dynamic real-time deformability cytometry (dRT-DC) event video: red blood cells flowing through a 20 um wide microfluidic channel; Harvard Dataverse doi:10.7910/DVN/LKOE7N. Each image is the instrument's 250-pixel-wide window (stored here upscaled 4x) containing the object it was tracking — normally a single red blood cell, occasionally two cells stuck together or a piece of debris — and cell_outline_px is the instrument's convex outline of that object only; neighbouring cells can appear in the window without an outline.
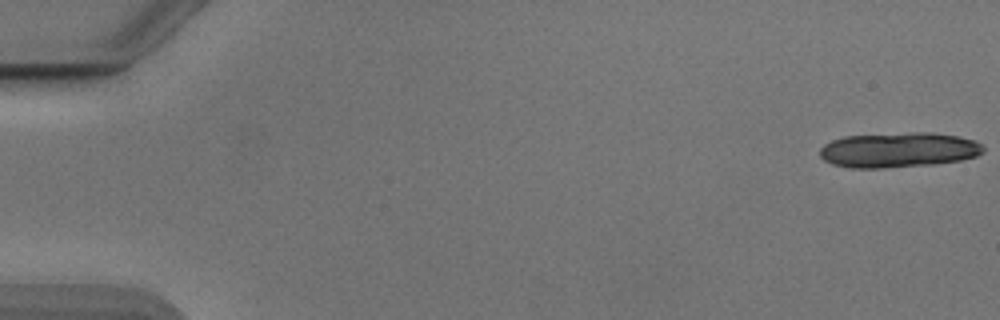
{"species": "Egyptian fruit bat (a non-hibernating species)", "species_latin": "Rousettus aegyptiacus", "temperature_condition": "cold", "stored_images_in_passage": 21, "camera_frame_rate_fps": 3000, "um_per_image_px": 0.085, "animal": {"sex": "male"}, "frame": {"image": 1, "passage_image": 1, "time_ms": 0.0, "image_size_px": [1000, 320], "cell_outline_px": [[984, 152], [976, 156], [960, 160], [932, 164], [884, 168], [852, 168], [832, 164], [824, 160], [820, 156], [820, 148], [824, 144], [832, 140], [844, 136], [912, 132], [932, 132], [956, 136], [976, 140], [984, 148]], "centroid_in_image_um": [76.36, 12.74], "position_along_channel_um": 8.6, "area_um2": 33.47}}
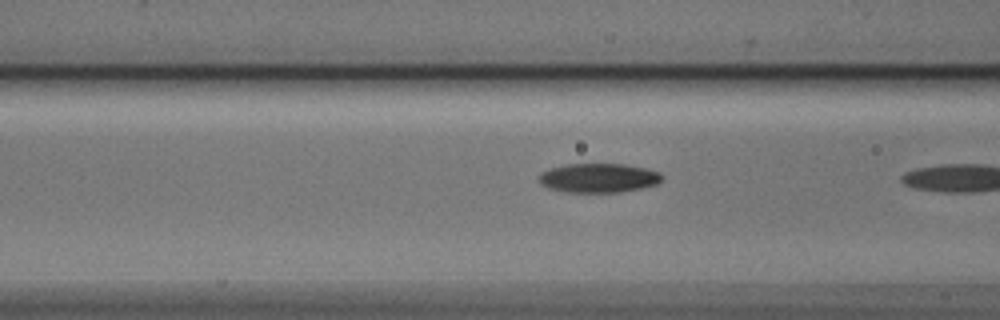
{"frame": {"image": 2, "passage_image": 20, "time_ms": 6.333, "image_size_px": [1000, 320], "cell_outline_px": [[664, 176], [656, 184], [640, 188], [620, 192], [568, 192], [548, 188], [540, 184], [540, 172], [552, 168], [568, 164], [624, 164], [644, 168], [660, 172]], "centroid_in_image_um": [50.88, 15.12], "position_along_channel_um": 115.7, "area_um2": 20.75}}